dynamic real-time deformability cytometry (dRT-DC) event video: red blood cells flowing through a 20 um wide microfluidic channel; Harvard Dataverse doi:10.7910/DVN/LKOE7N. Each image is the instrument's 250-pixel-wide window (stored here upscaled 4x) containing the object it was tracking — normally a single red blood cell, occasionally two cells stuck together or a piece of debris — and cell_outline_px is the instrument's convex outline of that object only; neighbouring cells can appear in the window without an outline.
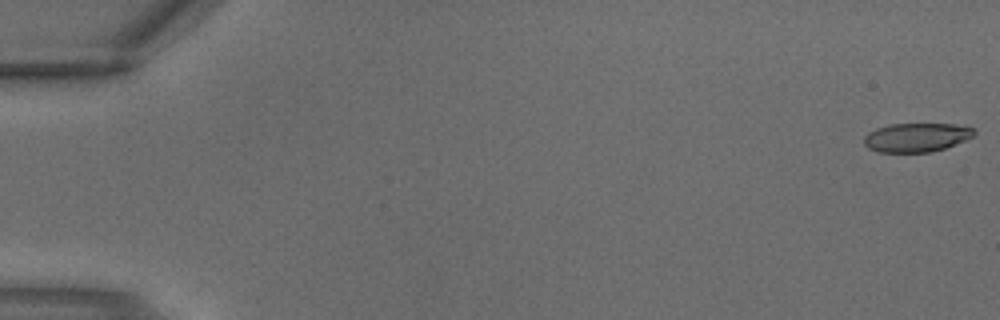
{"species": "common noctule bat (a hibernating species)", "species_latin": "Nyctalus noctula", "temperature_condition": "warm", "stored_images_in_passage": 4, "camera_frame_rate_fps": 3000, "um_per_image_px": 0.085, "animal": {"sex": "male", "body_mass_g": 18.8}, "frame": {"image": 1, "passage_image": 1, "time_ms": 0.0, "image_size_px": [1000, 320], "cell_outline_px": [[976, 132], [972, 136], [964, 140], [944, 148], [928, 152], [880, 152], [868, 148], [864, 144], [864, 136], [868, 132], [876, 128], [888, 124], [956, 124], [976, 128]], "centroid_in_image_um": [77.88, 11.66], "position_along_channel_um": 7.1, "area_um2": 18.5}}
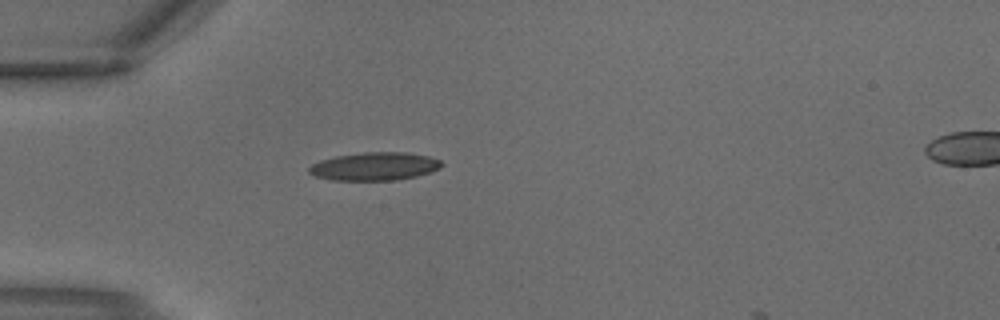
{"frame": {"image": 2, "passage_image": 3, "time_ms": 0.667, "image_size_px": [1000, 320], "cell_outline_px": [[444, 164], [440, 168], [432, 172], [416, 176], [396, 180], [332, 180], [316, 176], [308, 172], [308, 168], [312, 164], [320, 160], [336, 156], [364, 152], [404, 152], [428, 156], [440, 160]], "centroid_in_image_um": [31.85, 14.14], "position_along_channel_um": 53.1, "area_um2": 21.73}}